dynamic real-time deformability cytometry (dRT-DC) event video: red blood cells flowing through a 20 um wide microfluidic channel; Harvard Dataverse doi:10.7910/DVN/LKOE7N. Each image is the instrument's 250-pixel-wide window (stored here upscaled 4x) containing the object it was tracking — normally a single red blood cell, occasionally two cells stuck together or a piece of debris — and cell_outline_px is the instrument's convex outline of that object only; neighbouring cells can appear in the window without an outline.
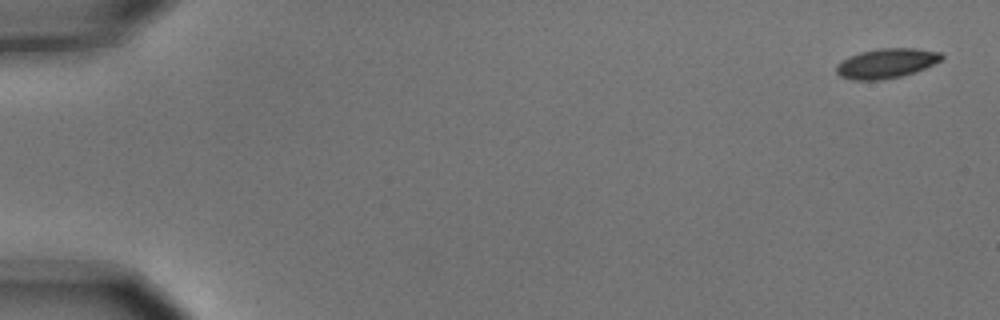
{"species": "common noctule bat (a hibernating species)", "species_latin": "Nyctalus noctula", "temperature_condition": "cold", "stored_images_in_passage": 6, "camera_frame_rate_fps": 3000, "um_per_image_px": 0.085, "animal": {"sex": "male", "body_mass_g": 15.6}, "frame": {"image": 1, "passage_image": 1, "time_ms": 0.0, "image_size_px": [1000, 320], "cell_outline_px": [[944, 56], [940, 60], [916, 72], [900, 76], [880, 80], [852, 80], [840, 76], [836, 72], [836, 64], [848, 56], [860, 52], [880, 48], [916, 48], [940, 52]], "centroid_in_image_um": [75.31, 5.38], "position_along_channel_um": 9.7, "area_um2": 18.21}}
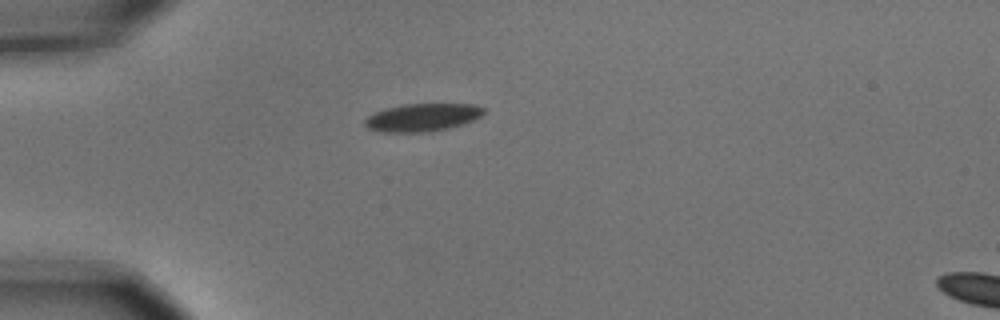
{"frame": {"image": 2, "passage_image": 5, "time_ms": 1.333, "image_size_px": [1000, 320], "cell_outline_px": [[484, 112], [480, 116], [472, 120], [448, 128], [424, 132], [380, 132], [368, 128], [364, 124], [364, 120], [372, 112], [384, 108], [404, 104], [472, 104], [484, 108]], "centroid_in_image_um": [35.83, 9.97], "position_along_channel_um": 49.2, "area_um2": 19.19}}